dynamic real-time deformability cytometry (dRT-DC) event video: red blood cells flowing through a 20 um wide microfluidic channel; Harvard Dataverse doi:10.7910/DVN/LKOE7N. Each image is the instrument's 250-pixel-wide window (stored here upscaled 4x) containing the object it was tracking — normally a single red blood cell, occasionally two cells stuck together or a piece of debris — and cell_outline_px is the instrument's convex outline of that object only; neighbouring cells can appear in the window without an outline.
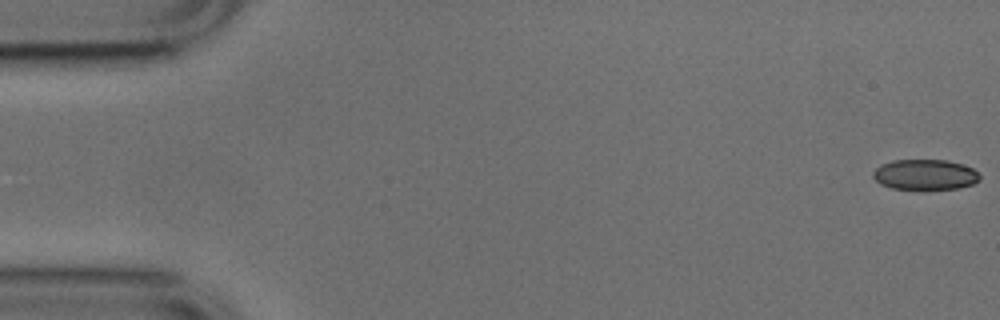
{"species": "common noctule bat (a hibernating species)", "species_latin": "Nyctalus noctula", "temperature_condition": "cold", "stored_images_in_passage": 6, "camera_frame_rate_fps": 3000, "um_per_image_px": 0.085, "animal": {"sex": "male", "body_mass_g": 17.9, "forearm_length_mm": 54.2}, "frame": {"image": 1, "passage_image": 1, "time_ms": 0.0, "image_size_px": [1000, 320], "cell_outline_px": [[980, 180], [972, 184], [960, 188], [924, 192], [920, 192], [892, 188], [880, 184], [872, 176], [872, 172], [880, 164], [892, 160], [948, 160], [964, 164], [972, 168], [980, 176]], "centroid_in_image_um": [78.62, 14.88], "position_along_channel_um": 6.4, "area_um2": 19.83}}